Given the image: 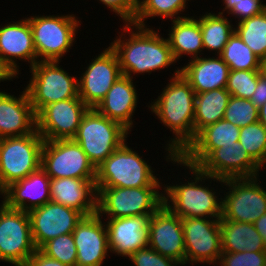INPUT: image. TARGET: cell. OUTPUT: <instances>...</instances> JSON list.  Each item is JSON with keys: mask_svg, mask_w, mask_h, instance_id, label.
<instances>
[{"mask_svg": "<svg viewBox=\"0 0 266 266\" xmlns=\"http://www.w3.org/2000/svg\"><path fill=\"white\" fill-rule=\"evenodd\" d=\"M261 0H242L238 4H235L233 8L228 12V15L235 16L238 22L244 19L250 18L261 14L266 10V4Z\"/></svg>", "mask_w": 266, "mask_h": 266, "instance_id": "cell-42", "label": "cell"}, {"mask_svg": "<svg viewBox=\"0 0 266 266\" xmlns=\"http://www.w3.org/2000/svg\"><path fill=\"white\" fill-rule=\"evenodd\" d=\"M251 178H228L222 185L229 191L222 198V217L235 222L254 223L266 213V191L257 180Z\"/></svg>", "mask_w": 266, "mask_h": 266, "instance_id": "cell-12", "label": "cell"}, {"mask_svg": "<svg viewBox=\"0 0 266 266\" xmlns=\"http://www.w3.org/2000/svg\"><path fill=\"white\" fill-rule=\"evenodd\" d=\"M184 242L185 264L206 263L216 265L222 251L220 219L181 218Z\"/></svg>", "mask_w": 266, "mask_h": 266, "instance_id": "cell-13", "label": "cell"}, {"mask_svg": "<svg viewBox=\"0 0 266 266\" xmlns=\"http://www.w3.org/2000/svg\"><path fill=\"white\" fill-rule=\"evenodd\" d=\"M58 61H38L31 68V79L25 88L35 114L50 103L76 98L78 79L70 76Z\"/></svg>", "mask_w": 266, "mask_h": 266, "instance_id": "cell-9", "label": "cell"}, {"mask_svg": "<svg viewBox=\"0 0 266 266\" xmlns=\"http://www.w3.org/2000/svg\"><path fill=\"white\" fill-rule=\"evenodd\" d=\"M94 213L77 223L72 235L77 249L76 266H102L108 248L106 223Z\"/></svg>", "mask_w": 266, "mask_h": 266, "instance_id": "cell-20", "label": "cell"}, {"mask_svg": "<svg viewBox=\"0 0 266 266\" xmlns=\"http://www.w3.org/2000/svg\"><path fill=\"white\" fill-rule=\"evenodd\" d=\"M122 31L125 34L122 32L109 44L117 55L122 75L133 79L132 74H151L152 71H159L177 62L168 39L160 36L158 31L132 23L123 25Z\"/></svg>", "mask_w": 266, "mask_h": 266, "instance_id": "cell-2", "label": "cell"}, {"mask_svg": "<svg viewBox=\"0 0 266 266\" xmlns=\"http://www.w3.org/2000/svg\"><path fill=\"white\" fill-rule=\"evenodd\" d=\"M220 266H266V251L223 252L217 263Z\"/></svg>", "mask_w": 266, "mask_h": 266, "instance_id": "cell-39", "label": "cell"}, {"mask_svg": "<svg viewBox=\"0 0 266 266\" xmlns=\"http://www.w3.org/2000/svg\"><path fill=\"white\" fill-rule=\"evenodd\" d=\"M170 161H173V164L177 163V166L187 167L190 173L192 172L194 179L188 180L185 184H182V182H180L181 184H173V186L165 184L163 188L164 205L180 218L220 219L222 217V198L216 196L218 194L214 191V188L210 189L200 183L203 180V183H205L206 179H211V181H217V183L219 181L223 184L224 179L202 172L198 167L185 163L179 156H173Z\"/></svg>", "mask_w": 266, "mask_h": 266, "instance_id": "cell-3", "label": "cell"}, {"mask_svg": "<svg viewBox=\"0 0 266 266\" xmlns=\"http://www.w3.org/2000/svg\"><path fill=\"white\" fill-rule=\"evenodd\" d=\"M73 14L28 17L38 61H60L75 41L80 20ZM40 58V59H39Z\"/></svg>", "mask_w": 266, "mask_h": 266, "instance_id": "cell-7", "label": "cell"}, {"mask_svg": "<svg viewBox=\"0 0 266 266\" xmlns=\"http://www.w3.org/2000/svg\"><path fill=\"white\" fill-rule=\"evenodd\" d=\"M250 100L257 108L266 102V76L261 72L259 73L257 86Z\"/></svg>", "mask_w": 266, "mask_h": 266, "instance_id": "cell-44", "label": "cell"}, {"mask_svg": "<svg viewBox=\"0 0 266 266\" xmlns=\"http://www.w3.org/2000/svg\"><path fill=\"white\" fill-rule=\"evenodd\" d=\"M132 81L128 76H120L95 108L100 114L119 122L129 131L133 128L132 116L138 102L137 90Z\"/></svg>", "mask_w": 266, "mask_h": 266, "instance_id": "cell-26", "label": "cell"}, {"mask_svg": "<svg viewBox=\"0 0 266 266\" xmlns=\"http://www.w3.org/2000/svg\"><path fill=\"white\" fill-rule=\"evenodd\" d=\"M223 6H225L222 10V12H218L219 14L225 13L224 11H227V13L233 8L235 4H238L242 0H222Z\"/></svg>", "mask_w": 266, "mask_h": 266, "instance_id": "cell-47", "label": "cell"}, {"mask_svg": "<svg viewBox=\"0 0 266 266\" xmlns=\"http://www.w3.org/2000/svg\"><path fill=\"white\" fill-rule=\"evenodd\" d=\"M189 0H140L136 17L132 24L147 27L145 19L150 17L170 18V21L187 16H180L185 11ZM179 15V16H176Z\"/></svg>", "mask_w": 266, "mask_h": 266, "instance_id": "cell-34", "label": "cell"}, {"mask_svg": "<svg viewBox=\"0 0 266 266\" xmlns=\"http://www.w3.org/2000/svg\"><path fill=\"white\" fill-rule=\"evenodd\" d=\"M171 25L167 39L175 60L181 59L182 55H190L192 59L200 57L204 47L199 19L187 16L172 20Z\"/></svg>", "mask_w": 266, "mask_h": 266, "instance_id": "cell-28", "label": "cell"}, {"mask_svg": "<svg viewBox=\"0 0 266 266\" xmlns=\"http://www.w3.org/2000/svg\"><path fill=\"white\" fill-rule=\"evenodd\" d=\"M223 14L206 13L199 16V24L202 32L204 50L216 51L217 56L221 54L229 37L235 31L234 25Z\"/></svg>", "mask_w": 266, "mask_h": 266, "instance_id": "cell-31", "label": "cell"}, {"mask_svg": "<svg viewBox=\"0 0 266 266\" xmlns=\"http://www.w3.org/2000/svg\"><path fill=\"white\" fill-rule=\"evenodd\" d=\"M170 82L148 108L158 120L173 132V138L167 142L166 161L179 156L194 140V105L196 93L180 74L178 68ZM169 143V144H168Z\"/></svg>", "mask_w": 266, "mask_h": 266, "instance_id": "cell-1", "label": "cell"}, {"mask_svg": "<svg viewBox=\"0 0 266 266\" xmlns=\"http://www.w3.org/2000/svg\"><path fill=\"white\" fill-rule=\"evenodd\" d=\"M50 201L75 209L83 216L97 213V189L92 180L50 178Z\"/></svg>", "mask_w": 266, "mask_h": 266, "instance_id": "cell-24", "label": "cell"}, {"mask_svg": "<svg viewBox=\"0 0 266 266\" xmlns=\"http://www.w3.org/2000/svg\"><path fill=\"white\" fill-rule=\"evenodd\" d=\"M151 216L108 218L105 223L109 251L129 258L137 250L147 247Z\"/></svg>", "mask_w": 266, "mask_h": 266, "instance_id": "cell-21", "label": "cell"}, {"mask_svg": "<svg viewBox=\"0 0 266 266\" xmlns=\"http://www.w3.org/2000/svg\"><path fill=\"white\" fill-rule=\"evenodd\" d=\"M223 119L240 128L245 127L258 121V108L250 99L230 96Z\"/></svg>", "mask_w": 266, "mask_h": 266, "instance_id": "cell-36", "label": "cell"}, {"mask_svg": "<svg viewBox=\"0 0 266 266\" xmlns=\"http://www.w3.org/2000/svg\"><path fill=\"white\" fill-rule=\"evenodd\" d=\"M123 143L96 168V187H161L149 164Z\"/></svg>", "mask_w": 266, "mask_h": 266, "instance_id": "cell-4", "label": "cell"}, {"mask_svg": "<svg viewBox=\"0 0 266 266\" xmlns=\"http://www.w3.org/2000/svg\"><path fill=\"white\" fill-rule=\"evenodd\" d=\"M28 215L36 249L60 235L73 233L83 218L79 211L51 201L29 211Z\"/></svg>", "mask_w": 266, "mask_h": 266, "instance_id": "cell-16", "label": "cell"}, {"mask_svg": "<svg viewBox=\"0 0 266 266\" xmlns=\"http://www.w3.org/2000/svg\"><path fill=\"white\" fill-rule=\"evenodd\" d=\"M159 188L96 187L97 214L108 218L152 215L164 204Z\"/></svg>", "mask_w": 266, "mask_h": 266, "instance_id": "cell-8", "label": "cell"}, {"mask_svg": "<svg viewBox=\"0 0 266 266\" xmlns=\"http://www.w3.org/2000/svg\"><path fill=\"white\" fill-rule=\"evenodd\" d=\"M43 137L31 134L0 139V194L41 167Z\"/></svg>", "mask_w": 266, "mask_h": 266, "instance_id": "cell-6", "label": "cell"}, {"mask_svg": "<svg viewBox=\"0 0 266 266\" xmlns=\"http://www.w3.org/2000/svg\"><path fill=\"white\" fill-rule=\"evenodd\" d=\"M80 80L78 96L89 108H96L106 93L122 76L116 53L109 46L88 64Z\"/></svg>", "mask_w": 266, "mask_h": 266, "instance_id": "cell-15", "label": "cell"}, {"mask_svg": "<svg viewBox=\"0 0 266 266\" xmlns=\"http://www.w3.org/2000/svg\"><path fill=\"white\" fill-rule=\"evenodd\" d=\"M36 130V114L24 88L16 97L0 91V139L31 134Z\"/></svg>", "mask_w": 266, "mask_h": 266, "instance_id": "cell-22", "label": "cell"}, {"mask_svg": "<svg viewBox=\"0 0 266 266\" xmlns=\"http://www.w3.org/2000/svg\"><path fill=\"white\" fill-rule=\"evenodd\" d=\"M240 127L224 119L202 129L179 157L197 167L214 149L239 140Z\"/></svg>", "mask_w": 266, "mask_h": 266, "instance_id": "cell-25", "label": "cell"}, {"mask_svg": "<svg viewBox=\"0 0 266 266\" xmlns=\"http://www.w3.org/2000/svg\"><path fill=\"white\" fill-rule=\"evenodd\" d=\"M0 195L9 208L29 212L50 201V177L40 167L22 180L12 183Z\"/></svg>", "mask_w": 266, "mask_h": 266, "instance_id": "cell-23", "label": "cell"}, {"mask_svg": "<svg viewBox=\"0 0 266 266\" xmlns=\"http://www.w3.org/2000/svg\"><path fill=\"white\" fill-rule=\"evenodd\" d=\"M12 80L8 72L0 65V82Z\"/></svg>", "mask_w": 266, "mask_h": 266, "instance_id": "cell-48", "label": "cell"}, {"mask_svg": "<svg viewBox=\"0 0 266 266\" xmlns=\"http://www.w3.org/2000/svg\"><path fill=\"white\" fill-rule=\"evenodd\" d=\"M261 70H230L226 90L231 96L250 99Z\"/></svg>", "mask_w": 266, "mask_h": 266, "instance_id": "cell-38", "label": "cell"}, {"mask_svg": "<svg viewBox=\"0 0 266 266\" xmlns=\"http://www.w3.org/2000/svg\"><path fill=\"white\" fill-rule=\"evenodd\" d=\"M258 121L266 128V102L258 108Z\"/></svg>", "mask_w": 266, "mask_h": 266, "instance_id": "cell-46", "label": "cell"}, {"mask_svg": "<svg viewBox=\"0 0 266 266\" xmlns=\"http://www.w3.org/2000/svg\"><path fill=\"white\" fill-rule=\"evenodd\" d=\"M239 143L261 167H266V128L259 122L240 128Z\"/></svg>", "mask_w": 266, "mask_h": 266, "instance_id": "cell-35", "label": "cell"}, {"mask_svg": "<svg viewBox=\"0 0 266 266\" xmlns=\"http://www.w3.org/2000/svg\"><path fill=\"white\" fill-rule=\"evenodd\" d=\"M2 204V205H1ZM0 204V261L25 266L37 250L31 233L28 212Z\"/></svg>", "mask_w": 266, "mask_h": 266, "instance_id": "cell-11", "label": "cell"}, {"mask_svg": "<svg viewBox=\"0 0 266 266\" xmlns=\"http://www.w3.org/2000/svg\"><path fill=\"white\" fill-rule=\"evenodd\" d=\"M235 32L261 60L266 57V10L236 23Z\"/></svg>", "mask_w": 266, "mask_h": 266, "instance_id": "cell-33", "label": "cell"}, {"mask_svg": "<svg viewBox=\"0 0 266 266\" xmlns=\"http://www.w3.org/2000/svg\"><path fill=\"white\" fill-rule=\"evenodd\" d=\"M221 59L230 70H261V59L242 41L234 31L224 46Z\"/></svg>", "mask_w": 266, "mask_h": 266, "instance_id": "cell-32", "label": "cell"}, {"mask_svg": "<svg viewBox=\"0 0 266 266\" xmlns=\"http://www.w3.org/2000/svg\"><path fill=\"white\" fill-rule=\"evenodd\" d=\"M230 96L226 88L213 89L195 95L194 139L202 129L224 118Z\"/></svg>", "mask_w": 266, "mask_h": 266, "instance_id": "cell-30", "label": "cell"}, {"mask_svg": "<svg viewBox=\"0 0 266 266\" xmlns=\"http://www.w3.org/2000/svg\"><path fill=\"white\" fill-rule=\"evenodd\" d=\"M40 250L68 266H76L77 249L72 233L60 235L46 242Z\"/></svg>", "mask_w": 266, "mask_h": 266, "instance_id": "cell-37", "label": "cell"}, {"mask_svg": "<svg viewBox=\"0 0 266 266\" xmlns=\"http://www.w3.org/2000/svg\"><path fill=\"white\" fill-rule=\"evenodd\" d=\"M12 22L0 26V65L14 79L20 71L17 59L28 61L30 68L38 59L28 18Z\"/></svg>", "mask_w": 266, "mask_h": 266, "instance_id": "cell-17", "label": "cell"}, {"mask_svg": "<svg viewBox=\"0 0 266 266\" xmlns=\"http://www.w3.org/2000/svg\"><path fill=\"white\" fill-rule=\"evenodd\" d=\"M159 254L185 265V242L181 218L164 204L149 221V244Z\"/></svg>", "mask_w": 266, "mask_h": 266, "instance_id": "cell-18", "label": "cell"}, {"mask_svg": "<svg viewBox=\"0 0 266 266\" xmlns=\"http://www.w3.org/2000/svg\"><path fill=\"white\" fill-rule=\"evenodd\" d=\"M220 231L223 252L266 251L264 240L253 223L220 218Z\"/></svg>", "mask_w": 266, "mask_h": 266, "instance_id": "cell-29", "label": "cell"}, {"mask_svg": "<svg viewBox=\"0 0 266 266\" xmlns=\"http://www.w3.org/2000/svg\"><path fill=\"white\" fill-rule=\"evenodd\" d=\"M197 167L208 175L224 180L256 177L261 170L239 141L214 149Z\"/></svg>", "mask_w": 266, "mask_h": 266, "instance_id": "cell-19", "label": "cell"}, {"mask_svg": "<svg viewBox=\"0 0 266 266\" xmlns=\"http://www.w3.org/2000/svg\"><path fill=\"white\" fill-rule=\"evenodd\" d=\"M104 6H107L117 16L122 18L124 24L133 23L140 0H99Z\"/></svg>", "mask_w": 266, "mask_h": 266, "instance_id": "cell-41", "label": "cell"}, {"mask_svg": "<svg viewBox=\"0 0 266 266\" xmlns=\"http://www.w3.org/2000/svg\"><path fill=\"white\" fill-rule=\"evenodd\" d=\"M253 224L255 229L262 236L266 249V213L261 215Z\"/></svg>", "mask_w": 266, "mask_h": 266, "instance_id": "cell-45", "label": "cell"}, {"mask_svg": "<svg viewBox=\"0 0 266 266\" xmlns=\"http://www.w3.org/2000/svg\"><path fill=\"white\" fill-rule=\"evenodd\" d=\"M88 109L79 96L50 103L36 114V130L46 141L73 139Z\"/></svg>", "mask_w": 266, "mask_h": 266, "instance_id": "cell-14", "label": "cell"}, {"mask_svg": "<svg viewBox=\"0 0 266 266\" xmlns=\"http://www.w3.org/2000/svg\"><path fill=\"white\" fill-rule=\"evenodd\" d=\"M130 131L117 121L89 108L83 115L73 140L80 145L89 161L97 168L126 142Z\"/></svg>", "mask_w": 266, "mask_h": 266, "instance_id": "cell-5", "label": "cell"}, {"mask_svg": "<svg viewBox=\"0 0 266 266\" xmlns=\"http://www.w3.org/2000/svg\"><path fill=\"white\" fill-rule=\"evenodd\" d=\"M41 168L50 178H77L96 182V168L73 139L44 140Z\"/></svg>", "mask_w": 266, "mask_h": 266, "instance_id": "cell-10", "label": "cell"}, {"mask_svg": "<svg viewBox=\"0 0 266 266\" xmlns=\"http://www.w3.org/2000/svg\"><path fill=\"white\" fill-rule=\"evenodd\" d=\"M188 61L180 68V74L196 94L226 88L230 69L219 55L216 58L200 56Z\"/></svg>", "mask_w": 266, "mask_h": 266, "instance_id": "cell-27", "label": "cell"}, {"mask_svg": "<svg viewBox=\"0 0 266 266\" xmlns=\"http://www.w3.org/2000/svg\"><path fill=\"white\" fill-rule=\"evenodd\" d=\"M25 266H68L62 262L45 255L40 249H37L27 260Z\"/></svg>", "mask_w": 266, "mask_h": 266, "instance_id": "cell-43", "label": "cell"}, {"mask_svg": "<svg viewBox=\"0 0 266 266\" xmlns=\"http://www.w3.org/2000/svg\"><path fill=\"white\" fill-rule=\"evenodd\" d=\"M129 260L135 266H181L179 262L159 254L149 246L134 252Z\"/></svg>", "mask_w": 266, "mask_h": 266, "instance_id": "cell-40", "label": "cell"}, {"mask_svg": "<svg viewBox=\"0 0 266 266\" xmlns=\"http://www.w3.org/2000/svg\"><path fill=\"white\" fill-rule=\"evenodd\" d=\"M261 73L266 76V57L261 60Z\"/></svg>", "mask_w": 266, "mask_h": 266, "instance_id": "cell-49", "label": "cell"}]
</instances>
